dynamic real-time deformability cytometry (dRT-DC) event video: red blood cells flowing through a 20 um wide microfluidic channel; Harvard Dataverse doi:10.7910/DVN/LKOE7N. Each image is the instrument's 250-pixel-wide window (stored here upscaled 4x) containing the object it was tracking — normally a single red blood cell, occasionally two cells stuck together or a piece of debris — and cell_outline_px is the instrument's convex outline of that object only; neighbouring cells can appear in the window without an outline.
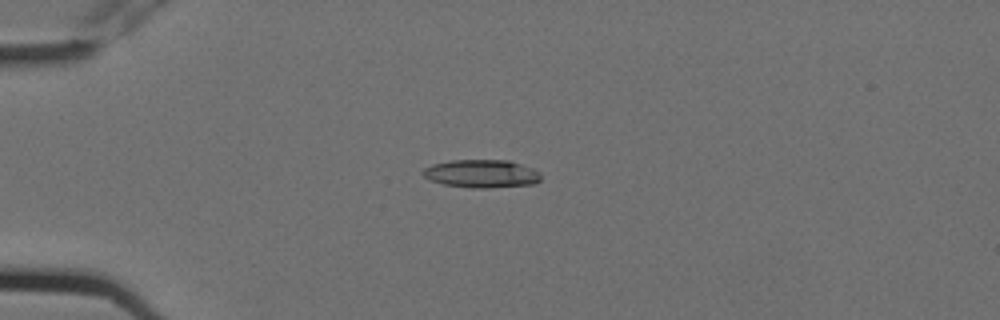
{"species": "Egyptian fruit bat (a non-hibernating species)", "species_latin": "Rousettus aegyptiacus", "temperature_condition": "cold", "stored_images_in_passage": 5, "camera_frame_rate_fps": 3000, "um_per_image_px": 0.085, "animal": {"sex": "female"}, "frame": {"image": 1, "passage_image": 3, "time_ms": 0.667, "image_size_px": [1000, 320], "cell_outline_px": [[540, 180], [536, 184], [488, 188], [472, 188], [444, 184], [428, 180], [420, 172], [424, 168], [432, 164], [452, 160], [508, 160], [532, 168], [540, 172]], "centroid_in_image_um": [40.92, 14.77], "position_along_channel_um": 44.1, "area_um2": 19.42}}
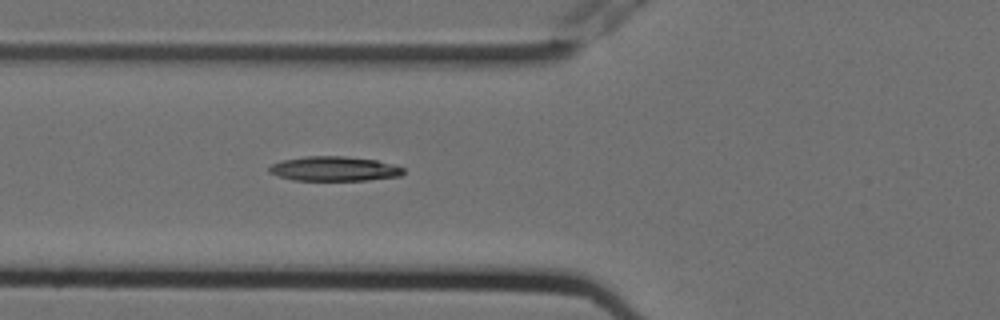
{"frame": {"image": 2, "passage_image": 5, "time_ms": 1.333, "image_size_px": [1000, 320], "cell_outline_px": [[404, 172], [400, 176], [368, 180], [292, 180], [276, 176], [268, 172], [268, 168], [272, 164], [280, 160], [304, 156], [344, 156], [376, 160], [392, 164], [404, 168]], "centroid_in_image_um": [28.36, 14.34], "position_along_channel_um": 97.4, "area_um2": 19.36}}